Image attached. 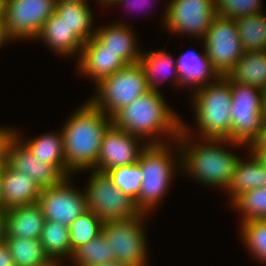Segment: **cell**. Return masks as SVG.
<instances>
[{"label":"cell","instance_id":"obj_1","mask_svg":"<svg viewBox=\"0 0 266 266\" xmlns=\"http://www.w3.org/2000/svg\"><path fill=\"white\" fill-rule=\"evenodd\" d=\"M177 141L180 150V174L190 177L194 183L213 189L219 188L222 193L230 184L241 157L230 149L247 148L245 144L227 139L196 138L184 131L180 132ZM227 146H230V149Z\"/></svg>","mask_w":266,"mask_h":266},{"label":"cell","instance_id":"obj_39","mask_svg":"<svg viewBox=\"0 0 266 266\" xmlns=\"http://www.w3.org/2000/svg\"><path fill=\"white\" fill-rule=\"evenodd\" d=\"M0 266H15L13 257L5 241L0 243Z\"/></svg>","mask_w":266,"mask_h":266},{"label":"cell","instance_id":"obj_3","mask_svg":"<svg viewBox=\"0 0 266 266\" xmlns=\"http://www.w3.org/2000/svg\"><path fill=\"white\" fill-rule=\"evenodd\" d=\"M69 115L60 128L67 171L76 178L83 171L96 168L103 136L112 125V118L88 100Z\"/></svg>","mask_w":266,"mask_h":266},{"label":"cell","instance_id":"obj_30","mask_svg":"<svg viewBox=\"0 0 266 266\" xmlns=\"http://www.w3.org/2000/svg\"><path fill=\"white\" fill-rule=\"evenodd\" d=\"M15 266H37L49 261L39 239L5 237Z\"/></svg>","mask_w":266,"mask_h":266},{"label":"cell","instance_id":"obj_6","mask_svg":"<svg viewBox=\"0 0 266 266\" xmlns=\"http://www.w3.org/2000/svg\"><path fill=\"white\" fill-rule=\"evenodd\" d=\"M87 100L98 110L113 117L119 110L149 91L141 64H128L105 77Z\"/></svg>","mask_w":266,"mask_h":266},{"label":"cell","instance_id":"obj_32","mask_svg":"<svg viewBox=\"0 0 266 266\" xmlns=\"http://www.w3.org/2000/svg\"><path fill=\"white\" fill-rule=\"evenodd\" d=\"M240 241L256 262L266 265V219L251 220L239 224Z\"/></svg>","mask_w":266,"mask_h":266},{"label":"cell","instance_id":"obj_12","mask_svg":"<svg viewBox=\"0 0 266 266\" xmlns=\"http://www.w3.org/2000/svg\"><path fill=\"white\" fill-rule=\"evenodd\" d=\"M201 41L219 76H226L244 54L235 19L216 16Z\"/></svg>","mask_w":266,"mask_h":266},{"label":"cell","instance_id":"obj_10","mask_svg":"<svg viewBox=\"0 0 266 266\" xmlns=\"http://www.w3.org/2000/svg\"><path fill=\"white\" fill-rule=\"evenodd\" d=\"M231 85L232 142L249 145L258 135L263 117V91L254 86L234 83Z\"/></svg>","mask_w":266,"mask_h":266},{"label":"cell","instance_id":"obj_42","mask_svg":"<svg viewBox=\"0 0 266 266\" xmlns=\"http://www.w3.org/2000/svg\"><path fill=\"white\" fill-rule=\"evenodd\" d=\"M254 156L259 160V162L266 166V147L260 149H248Z\"/></svg>","mask_w":266,"mask_h":266},{"label":"cell","instance_id":"obj_18","mask_svg":"<svg viewBox=\"0 0 266 266\" xmlns=\"http://www.w3.org/2000/svg\"><path fill=\"white\" fill-rule=\"evenodd\" d=\"M45 45L49 51L62 59H79L84 43L72 33L71 27L54 12L43 24V27L33 41Z\"/></svg>","mask_w":266,"mask_h":266},{"label":"cell","instance_id":"obj_24","mask_svg":"<svg viewBox=\"0 0 266 266\" xmlns=\"http://www.w3.org/2000/svg\"><path fill=\"white\" fill-rule=\"evenodd\" d=\"M247 157L241 156L236 164L230 184L224 193L228 195V204L246 191L266 186V166L248 149ZM249 155V156H248Z\"/></svg>","mask_w":266,"mask_h":266},{"label":"cell","instance_id":"obj_4","mask_svg":"<svg viewBox=\"0 0 266 266\" xmlns=\"http://www.w3.org/2000/svg\"><path fill=\"white\" fill-rule=\"evenodd\" d=\"M194 124L181 118V131L200 139L232 141L231 85L229 77L219 76L213 82L189 92ZM192 125V126H191ZM195 125V126H194ZM191 126V127H190ZM193 126L195 129H193ZM198 133V134H197ZM198 136V137H197Z\"/></svg>","mask_w":266,"mask_h":266},{"label":"cell","instance_id":"obj_23","mask_svg":"<svg viewBox=\"0 0 266 266\" xmlns=\"http://www.w3.org/2000/svg\"><path fill=\"white\" fill-rule=\"evenodd\" d=\"M45 217L38 202L6 210V236L39 239Z\"/></svg>","mask_w":266,"mask_h":266},{"label":"cell","instance_id":"obj_46","mask_svg":"<svg viewBox=\"0 0 266 266\" xmlns=\"http://www.w3.org/2000/svg\"><path fill=\"white\" fill-rule=\"evenodd\" d=\"M63 1H78V2H84V3H89L88 0H63ZM96 2V6H100L101 8V0H94Z\"/></svg>","mask_w":266,"mask_h":266},{"label":"cell","instance_id":"obj_33","mask_svg":"<svg viewBox=\"0 0 266 266\" xmlns=\"http://www.w3.org/2000/svg\"><path fill=\"white\" fill-rule=\"evenodd\" d=\"M103 221L87 209L69 226V241L72 252L102 233Z\"/></svg>","mask_w":266,"mask_h":266},{"label":"cell","instance_id":"obj_47","mask_svg":"<svg viewBox=\"0 0 266 266\" xmlns=\"http://www.w3.org/2000/svg\"><path fill=\"white\" fill-rule=\"evenodd\" d=\"M113 0H101V8H104L106 10V7L109 6V4L112 2Z\"/></svg>","mask_w":266,"mask_h":266},{"label":"cell","instance_id":"obj_28","mask_svg":"<svg viewBox=\"0 0 266 266\" xmlns=\"http://www.w3.org/2000/svg\"><path fill=\"white\" fill-rule=\"evenodd\" d=\"M266 12L235 19L244 52L266 51Z\"/></svg>","mask_w":266,"mask_h":266},{"label":"cell","instance_id":"obj_37","mask_svg":"<svg viewBox=\"0 0 266 266\" xmlns=\"http://www.w3.org/2000/svg\"><path fill=\"white\" fill-rule=\"evenodd\" d=\"M152 2L154 4L155 0H152V1L151 0H113L109 4V6L107 7V10H108V8H111L112 6H115V5L117 6V5L121 4L120 6L122 7V4H124L123 8H125V6H126L125 10L129 9L128 11H130L132 9L131 13H132L133 10H135V11H137V13H139L138 12L139 8L140 9L143 8V13H144V8L149 9L148 5H150V4H151L150 6H153ZM137 8H138V10H137ZM150 8H153V7H150ZM145 11H146V9H145Z\"/></svg>","mask_w":266,"mask_h":266},{"label":"cell","instance_id":"obj_25","mask_svg":"<svg viewBox=\"0 0 266 266\" xmlns=\"http://www.w3.org/2000/svg\"><path fill=\"white\" fill-rule=\"evenodd\" d=\"M55 12L84 44L94 36L97 26L94 20L96 13L89 3L57 0Z\"/></svg>","mask_w":266,"mask_h":266},{"label":"cell","instance_id":"obj_15","mask_svg":"<svg viewBox=\"0 0 266 266\" xmlns=\"http://www.w3.org/2000/svg\"><path fill=\"white\" fill-rule=\"evenodd\" d=\"M132 25L118 18L110 24L96 26L94 38L103 46V50L114 52L127 64L140 61L142 48L139 47L138 35Z\"/></svg>","mask_w":266,"mask_h":266},{"label":"cell","instance_id":"obj_34","mask_svg":"<svg viewBox=\"0 0 266 266\" xmlns=\"http://www.w3.org/2000/svg\"><path fill=\"white\" fill-rule=\"evenodd\" d=\"M107 174L117 188L136 201L143 177L137 163L112 169Z\"/></svg>","mask_w":266,"mask_h":266},{"label":"cell","instance_id":"obj_45","mask_svg":"<svg viewBox=\"0 0 266 266\" xmlns=\"http://www.w3.org/2000/svg\"><path fill=\"white\" fill-rule=\"evenodd\" d=\"M263 117L266 119V89L263 91Z\"/></svg>","mask_w":266,"mask_h":266},{"label":"cell","instance_id":"obj_41","mask_svg":"<svg viewBox=\"0 0 266 266\" xmlns=\"http://www.w3.org/2000/svg\"><path fill=\"white\" fill-rule=\"evenodd\" d=\"M6 236V210L0 207V243H3Z\"/></svg>","mask_w":266,"mask_h":266},{"label":"cell","instance_id":"obj_8","mask_svg":"<svg viewBox=\"0 0 266 266\" xmlns=\"http://www.w3.org/2000/svg\"><path fill=\"white\" fill-rule=\"evenodd\" d=\"M83 172L89 175L85 186L82 185L86 207L103 222L128 220L141 215L135 201L117 188L107 173L96 170Z\"/></svg>","mask_w":266,"mask_h":266},{"label":"cell","instance_id":"obj_20","mask_svg":"<svg viewBox=\"0 0 266 266\" xmlns=\"http://www.w3.org/2000/svg\"><path fill=\"white\" fill-rule=\"evenodd\" d=\"M200 43H202L200 44V50H202L199 53L198 50L195 51V49L193 50L190 47V51H183L176 57V67L181 80L182 90L188 89V92L207 85L219 77L211 66L203 42L200 41Z\"/></svg>","mask_w":266,"mask_h":266},{"label":"cell","instance_id":"obj_9","mask_svg":"<svg viewBox=\"0 0 266 266\" xmlns=\"http://www.w3.org/2000/svg\"><path fill=\"white\" fill-rule=\"evenodd\" d=\"M161 13V22L165 32L183 38L191 36L190 41H201L216 15L214 0H168ZM163 16V17H162ZM196 39V41H192Z\"/></svg>","mask_w":266,"mask_h":266},{"label":"cell","instance_id":"obj_11","mask_svg":"<svg viewBox=\"0 0 266 266\" xmlns=\"http://www.w3.org/2000/svg\"><path fill=\"white\" fill-rule=\"evenodd\" d=\"M57 0H3L1 14L14 41L33 42L55 12Z\"/></svg>","mask_w":266,"mask_h":266},{"label":"cell","instance_id":"obj_13","mask_svg":"<svg viewBox=\"0 0 266 266\" xmlns=\"http://www.w3.org/2000/svg\"><path fill=\"white\" fill-rule=\"evenodd\" d=\"M74 176L65 178L60 184L43 188L38 198L45 220L70 226L87 210L85 193L73 184Z\"/></svg>","mask_w":266,"mask_h":266},{"label":"cell","instance_id":"obj_44","mask_svg":"<svg viewBox=\"0 0 266 266\" xmlns=\"http://www.w3.org/2000/svg\"><path fill=\"white\" fill-rule=\"evenodd\" d=\"M98 266H131V265L123 264V263L114 261V262H111V263H104V264H101V265H98Z\"/></svg>","mask_w":266,"mask_h":266},{"label":"cell","instance_id":"obj_26","mask_svg":"<svg viewBox=\"0 0 266 266\" xmlns=\"http://www.w3.org/2000/svg\"><path fill=\"white\" fill-rule=\"evenodd\" d=\"M234 83H242L264 91L266 89V51L244 52L227 74Z\"/></svg>","mask_w":266,"mask_h":266},{"label":"cell","instance_id":"obj_31","mask_svg":"<svg viewBox=\"0 0 266 266\" xmlns=\"http://www.w3.org/2000/svg\"><path fill=\"white\" fill-rule=\"evenodd\" d=\"M228 206L239 213L240 223L266 219V186L246 191ZM241 218V219H240Z\"/></svg>","mask_w":266,"mask_h":266},{"label":"cell","instance_id":"obj_38","mask_svg":"<svg viewBox=\"0 0 266 266\" xmlns=\"http://www.w3.org/2000/svg\"><path fill=\"white\" fill-rule=\"evenodd\" d=\"M266 147V119H264L258 135L247 146V149H260Z\"/></svg>","mask_w":266,"mask_h":266},{"label":"cell","instance_id":"obj_40","mask_svg":"<svg viewBox=\"0 0 266 266\" xmlns=\"http://www.w3.org/2000/svg\"><path fill=\"white\" fill-rule=\"evenodd\" d=\"M12 42H14V40L9 36L3 16L0 14V50L4 48L2 46H7L8 43L11 44Z\"/></svg>","mask_w":266,"mask_h":266},{"label":"cell","instance_id":"obj_43","mask_svg":"<svg viewBox=\"0 0 266 266\" xmlns=\"http://www.w3.org/2000/svg\"><path fill=\"white\" fill-rule=\"evenodd\" d=\"M37 266H66V265L64 263L60 262L59 260L50 259L49 261H47L41 265H37Z\"/></svg>","mask_w":266,"mask_h":266},{"label":"cell","instance_id":"obj_21","mask_svg":"<svg viewBox=\"0 0 266 266\" xmlns=\"http://www.w3.org/2000/svg\"><path fill=\"white\" fill-rule=\"evenodd\" d=\"M166 49L142 50L141 64L149 90L162 92L160 88L165 82H171L176 88H181V80L177 72L176 57ZM168 79V80H167Z\"/></svg>","mask_w":266,"mask_h":266},{"label":"cell","instance_id":"obj_2","mask_svg":"<svg viewBox=\"0 0 266 266\" xmlns=\"http://www.w3.org/2000/svg\"><path fill=\"white\" fill-rule=\"evenodd\" d=\"M164 92L153 90L139 96L112 117V124L148 145L176 141L181 132V115L165 100Z\"/></svg>","mask_w":266,"mask_h":266},{"label":"cell","instance_id":"obj_48","mask_svg":"<svg viewBox=\"0 0 266 266\" xmlns=\"http://www.w3.org/2000/svg\"><path fill=\"white\" fill-rule=\"evenodd\" d=\"M0 192H1V165H0ZM0 207H1V201H0Z\"/></svg>","mask_w":266,"mask_h":266},{"label":"cell","instance_id":"obj_17","mask_svg":"<svg viewBox=\"0 0 266 266\" xmlns=\"http://www.w3.org/2000/svg\"><path fill=\"white\" fill-rule=\"evenodd\" d=\"M75 63L79 76L87 78L91 85H96L128 65L116 53L103 50V46L94 37L86 41Z\"/></svg>","mask_w":266,"mask_h":266},{"label":"cell","instance_id":"obj_14","mask_svg":"<svg viewBox=\"0 0 266 266\" xmlns=\"http://www.w3.org/2000/svg\"><path fill=\"white\" fill-rule=\"evenodd\" d=\"M147 146L143 139L130 135L112 124L103 136L94 170L107 173L118 167L135 164Z\"/></svg>","mask_w":266,"mask_h":266},{"label":"cell","instance_id":"obj_5","mask_svg":"<svg viewBox=\"0 0 266 266\" xmlns=\"http://www.w3.org/2000/svg\"><path fill=\"white\" fill-rule=\"evenodd\" d=\"M137 164L143 177L135 204L141 214L151 213L152 216L158 205L161 206L167 192H170L173 178L181 173L178 141L148 145Z\"/></svg>","mask_w":266,"mask_h":266},{"label":"cell","instance_id":"obj_16","mask_svg":"<svg viewBox=\"0 0 266 266\" xmlns=\"http://www.w3.org/2000/svg\"><path fill=\"white\" fill-rule=\"evenodd\" d=\"M6 163L31 177L41 189L60 184L66 178L54 165L36 159L17 136L8 147Z\"/></svg>","mask_w":266,"mask_h":266},{"label":"cell","instance_id":"obj_36","mask_svg":"<svg viewBox=\"0 0 266 266\" xmlns=\"http://www.w3.org/2000/svg\"><path fill=\"white\" fill-rule=\"evenodd\" d=\"M16 126L0 125V165L7 160V151L11 141L16 137Z\"/></svg>","mask_w":266,"mask_h":266},{"label":"cell","instance_id":"obj_27","mask_svg":"<svg viewBox=\"0 0 266 266\" xmlns=\"http://www.w3.org/2000/svg\"><path fill=\"white\" fill-rule=\"evenodd\" d=\"M39 241L49 259L59 260L68 265L73 252L69 241V227L46 220Z\"/></svg>","mask_w":266,"mask_h":266},{"label":"cell","instance_id":"obj_35","mask_svg":"<svg viewBox=\"0 0 266 266\" xmlns=\"http://www.w3.org/2000/svg\"><path fill=\"white\" fill-rule=\"evenodd\" d=\"M262 5V0H214L216 15L231 19L264 12Z\"/></svg>","mask_w":266,"mask_h":266},{"label":"cell","instance_id":"obj_49","mask_svg":"<svg viewBox=\"0 0 266 266\" xmlns=\"http://www.w3.org/2000/svg\"><path fill=\"white\" fill-rule=\"evenodd\" d=\"M2 2L3 0H0V14H1V9H2Z\"/></svg>","mask_w":266,"mask_h":266},{"label":"cell","instance_id":"obj_29","mask_svg":"<svg viewBox=\"0 0 266 266\" xmlns=\"http://www.w3.org/2000/svg\"><path fill=\"white\" fill-rule=\"evenodd\" d=\"M115 261L113 248L101 233L88 243L78 247L66 266H98ZM71 262V263H70Z\"/></svg>","mask_w":266,"mask_h":266},{"label":"cell","instance_id":"obj_7","mask_svg":"<svg viewBox=\"0 0 266 266\" xmlns=\"http://www.w3.org/2000/svg\"><path fill=\"white\" fill-rule=\"evenodd\" d=\"M149 218L151 215L141 214L128 220L103 222L102 234L113 248L115 261L131 266L151 265V247L147 239L149 232L146 229L149 228L146 227Z\"/></svg>","mask_w":266,"mask_h":266},{"label":"cell","instance_id":"obj_19","mask_svg":"<svg viewBox=\"0 0 266 266\" xmlns=\"http://www.w3.org/2000/svg\"><path fill=\"white\" fill-rule=\"evenodd\" d=\"M41 188L36 182L6 162L1 165V208L4 210L38 202Z\"/></svg>","mask_w":266,"mask_h":266},{"label":"cell","instance_id":"obj_22","mask_svg":"<svg viewBox=\"0 0 266 266\" xmlns=\"http://www.w3.org/2000/svg\"><path fill=\"white\" fill-rule=\"evenodd\" d=\"M51 131V132H50ZM20 128L16 129V136L29 148L33 156L42 163L54 165L66 178L72 175L67 171L64 157V143L61 128L57 131L36 135L34 138L24 136Z\"/></svg>","mask_w":266,"mask_h":266}]
</instances>
